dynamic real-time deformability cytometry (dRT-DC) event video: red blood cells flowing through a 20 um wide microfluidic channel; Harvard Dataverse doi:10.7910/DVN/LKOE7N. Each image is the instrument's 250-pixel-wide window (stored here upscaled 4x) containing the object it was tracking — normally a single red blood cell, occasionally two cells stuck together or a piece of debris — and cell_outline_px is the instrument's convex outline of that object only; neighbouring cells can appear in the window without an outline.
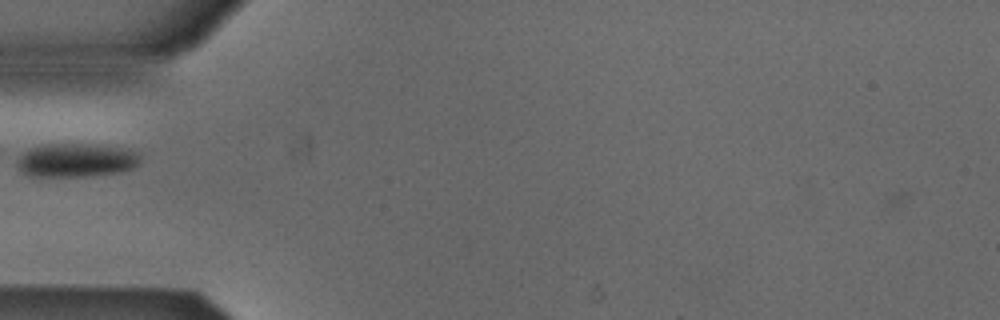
{"species": "Egyptian fruit bat (a non-hibernating species)", "species_latin": "Rousettus aegyptiacus", "temperature_condition": "cold", "stored_images_in_passage": 35, "camera_frame_rate_fps": 3000, "um_per_image_px": 0.085, "animal": {"sex": "male"}, "frame": {"image": 1, "passage_image": 1, "time_ms": 0.0, "image_size_px": [1000, 320], "cell_outline_px": [[140, 164], [136, 168], [120, 172], [84, 176], [28, 176], [16, 164], [16, 160], [28, 148], [44, 144], [100, 144], [140, 152]], "centroid_in_image_um": [6.51, 13.61], "position_along_channel_um": 78.5, "area_um2": 24.39}}